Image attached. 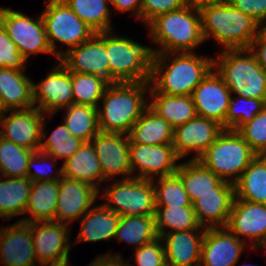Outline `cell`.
<instances>
[{
	"label": "cell",
	"instance_id": "9",
	"mask_svg": "<svg viewBox=\"0 0 266 266\" xmlns=\"http://www.w3.org/2000/svg\"><path fill=\"white\" fill-rule=\"evenodd\" d=\"M103 197L108 201L104 205L121 217L155 214L153 180L133 176L120 179L106 188Z\"/></svg>",
	"mask_w": 266,
	"mask_h": 266
},
{
	"label": "cell",
	"instance_id": "41",
	"mask_svg": "<svg viewBox=\"0 0 266 266\" xmlns=\"http://www.w3.org/2000/svg\"><path fill=\"white\" fill-rule=\"evenodd\" d=\"M44 123L42 125V139L39 151H42L54 159L63 158L65 161L70 158L83 144V141L73 136L69 129L62 124L58 126L51 135L43 142Z\"/></svg>",
	"mask_w": 266,
	"mask_h": 266
},
{
	"label": "cell",
	"instance_id": "7",
	"mask_svg": "<svg viewBox=\"0 0 266 266\" xmlns=\"http://www.w3.org/2000/svg\"><path fill=\"white\" fill-rule=\"evenodd\" d=\"M256 156L237 131L224 129L197 161L222 180L234 184Z\"/></svg>",
	"mask_w": 266,
	"mask_h": 266
},
{
	"label": "cell",
	"instance_id": "44",
	"mask_svg": "<svg viewBox=\"0 0 266 266\" xmlns=\"http://www.w3.org/2000/svg\"><path fill=\"white\" fill-rule=\"evenodd\" d=\"M25 63H27V60L9 38L6 28L0 21V68L5 67L25 71Z\"/></svg>",
	"mask_w": 266,
	"mask_h": 266
},
{
	"label": "cell",
	"instance_id": "2",
	"mask_svg": "<svg viewBox=\"0 0 266 266\" xmlns=\"http://www.w3.org/2000/svg\"><path fill=\"white\" fill-rule=\"evenodd\" d=\"M149 86V82L110 83L101 98L103 109H97L99 130L128 135L149 106L144 95L149 92Z\"/></svg>",
	"mask_w": 266,
	"mask_h": 266
},
{
	"label": "cell",
	"instance_id": "43",
	"mask_svg": "<svg viewBox=\"0 0 266 266\" xmlns=\"http://www.w3.org/2000/svg\"><path fill=\"white\" fill-rule=\"evenodd\" d=\"M237 132L257 155H266V106Z\"/></svg>",
	"mask_w": 266,
	"mask_h": 266
},
{
	"label": "cell",
	"instance_id": "1",
	"mask_svg": "<svg viewBox=\"0 0 266 266\" xmlns=\"http://www.w3.org/2000/svg\"><path fill=\"white\" fill-rule=\"evenodd\" d=\"M174 54L156 53L149 81L150 85H154L150 87L157 93L191 96L194 89L214 69L213 59L200 58L193 52H180L173 59L171 56ZM168 60H171V64H167Z\"/></svg>",
	"mask_w": 266,
	"mask_h": 266
},
{
	"label": "cell",
	"instance_id": "20",
	"mask_svg": "<svg viewBox=\"0 0 266 266\" xmlns=\"http://www.w3.org/2000/svg\"><path fill=\"white\" fill-rule=\"evenodd\" d=\"M245 243L226 227L205 229L199 266H235Z\"/></svg>",
	"mask_w": 266,
	"mask_h": 266
},
{
	"label": "cell",
	"instance_id": "40",
	"mask_svg": "<svg viewBox=\"0 0 266 266\" xmlns=\"http://www.w3.org/2000/svg\"><path fill=\"white\" fill-rule=\"evenodd\" d=\"M153 183L156 207L192 206L183 183L176 173L159 177L158 180H153Z\"/></svg>",
	"mask_w": 266,
	"mask_h": 266
},
{
	"label": "cell",
	"instance_id": "10",
	"mask_svg": "<svg viewBox=\"0 0 266 266\" xmlns=\"http://www.w3.org/2000/svg\"><path fill=\"white\" fill-rule=\"evenodd\" d=\"M0 21L26 60L30 55L40 52L55 55L49 45L41 15L33 20L19 11L0 7Z\"/></svg>",
	"mask_w": 266,
	"mask_h": 266
},
{
	"label": "cell",
	"instance_id": "29",
	"mask_svg": "<svg viewBox=\"0 0 266 266\" xmlns=\"http://www.w3.org/2000/svg\"><path fill=\"white\" fill-rule=\"evenodd\" d=\"M174 128L149 106L133 124L130 131V143L144 145L172 144Z\"/></svg>",
	"mask_w": 266,
	"mask_h": 266
},
{
	"label": "cell",
	"instance_id": "25",
	"mask_svg": "<svg viewBox=\"0 0 266 266\" xmlns=\"http://www.w3.org/2000/svg\"><path fill=\"white\" fill-rule=\"evenodd\" d=\"M197 231L199 230L174 231L161 237L165 241L163 244L167 265L199 266L205 229L200 235Z\"/></svg>",
	"mask_w": 266,
	"mask_h": 266
},
{
	"label": "cell",
	"instance_id": "28",
	"mask_svg": "<svg viewBox=\"0 0 266 266\" xmlns=\"http://www.w3.org/2000/svg\"><path fill=\"white\" fill-rule=\"evenodd\" d=\"M121 216L104 204L93 206L81 219L77 242H98L115 238Z\"/></svg>",
	"mask_w": 266,
	"mask_h": 266
},
{
	"label": "cell",
	"instance_id": "8",
	"mask_svg": "<svg viewBox=\"0 0 266 266\" xmlns=\"http://www.w3.org/2000/svg\"><path fill=\"white\" fill-rule=\"evenodd\" d=\"M45 3L47 6L41 16L49 45L58 60L64 55V51L56 50V41L68 45L71 49L86 42L96 33L63 0H48Z\"/></svg>",
	"mask_w": 266,
	"mask_h": 266
},
{
	"label": "cell",
	"instance_id": "13",
	"mask_svg": "<svg viewBox=\"0 0 266 266\" xmlns=\"http://www.w3.org/2000/svg\"><path fill=\"white\" fill-rule=\"evenodd\" d=\"M130 164L132 173L136 168L139 172L138 177L146 180H155L154 176L159 177L174 174L179 164H176L180 158L176 155L172 144L165 145H144L130 143Z\"/></svg>",
	"mask_w": 266,
	"mask_h": 266
},
{
	"label": "cell",
	"instance_id": "24",
	"mask_svg": "<svg viewBox=\"0 0 266 266\" xmlns=\"http://www.w3.org/2000/svg\"><path fill=\"white\" fill-rule=\"evenodd\" d=\"M34 107L33 82L23 71L0 68V113Z\"/></svg>",
	"mask_w": 266,
	"mask_h": 266
},
{
	"label": "cell",
	"instance_id": "11",
	"mask_svg": "<svg viewBox=\"0 0 266 266\" xmlns=\"http://www.w3.org/2000/svg\"><path fill=\"white\" fill-rule=\"evenodd\" d=\"M68 226L70 225L54 220L31 223L34 251L41 266H61L69 263Z\"/></svg>",
	"mask_w": 266,
	"mask_h": 266
},
{
	"label": "cell",
	"instance_id": "3",
	"mask_svg": "<svg viewBox=\"0 0 266 266\" xmlns=\"http://www.w3.org/2000/svg\"><path fill=\"white\" fill-rule=\"evenodd\" d=\"M204 40L211 36L228 49H248L258 35L260 24L227 0L200 8Z\"/></svg>",
	"mask_w": 266,
	"mask_h": 266
},
{
	"label": "cell",
	"instance_id": "47",
	"mask_svg": "<svg viewBox=\"0 0 266 266\" xmlns=\"http://www.w3.org/2000/svg\"><path fill=\"white\" fill-rule=\"evenodd\" d=\"M52 159V164L54 166L55 161L57 159H54L52 157H50L49 155H47L46 153L42 152V151H36L32 154V156L30 157L29 161H28V171H27V178H29L32 182L33 181H59L62 178V168H60L59 171H57L55 178L54 177H48L47 174H50L51 172H49V168H48V164L49 161L47 160ZM54 162V163H53ZM38 163V164H36ZM39 164L41 165H46V168H43L44 166H39ZM32 165L37 166V168L35 169L36 171H32ZM50 166V165H49ZM51 166V168L53 167ZM52 171V170H51Z\"/></svg>",
	"mask_w": 266,
	"mask_h": 266
},
{
	"label": "cell",
	"instance_id": "6",
	"mask_svg": "<svg viewBox=\"0 0 266 266\" xmlns=\"http://www.w3.org/2000/svg\"><path fill=\"white\" fill-rule=\"evenodd\" d=\"M111 34L106 31L110 83L149 82L156 56L155 49L140 45L133 39Z\"/></svg>",
	"mask_w": 266,
	"mask_h": 266
},
{
	"label": "cell",
	"instance_id": "48",
	"mask_svg": "<svg viewBox=\"0 0 266 266\" xmlns=\"http://www.w3.org/2000/svg\"><path fill=\"white\" fill-rule=\"evenodd\" d=\"M260 25L266 21V0H227Z\"/></svg>",
	"mask_w": 266,
	"mask_h": 266
},
{
	"label": "cell",
	"instance_id": "36",
	"mask_svg": "<svg viewBox=\"0 0 266 266\" xmlns=\"http://www.w3.org/2000/svg\"><path fill=\"white\" fill-rule=\"evenodd\" d=\"M154 216L156 232L160 238L174 231L203 229L197 221L193 206L156 207ZM167 228L169 232L165 231Z\"/></svg>",
	"mask_w": 266,
	"mask_h": 266
},
{
	"label": "cell",
	"instance_id": "17",
	"mask_svg": "<svg viewBox=\"0 0 266 266\" xmlns=\"http://www.w3.org/2000/svg\"><path fill=\"white\" fill-rule=\"evenodd\" d=\"M223 130L215 120L196 116L174 129L172 146L179 158L195 151L196 156L192 160H197Z\"/></svg>",
	"mask_w": 266,
	"mask_h": 266
},
{
	"label": "cell",
	"instance_id": "31",
	"mask_svg": "<svg viewBox=\"0 0 266 266\" xmlns=\"http://www.w3.org/2000/svg\"><path fill=\"white\" fill-rule=\"evenodd\" d=\"M151 101L149 107L160 117L165 119L174 129L197 116L196 108L192 96L187 95H167L157 93L152 88L149 89Z\"/></svg>",
	"mask_w": 266,
	"mask_h": 266
},
{
	"label": "cell",
	"instance_id": "23",
	"mask_svg": "<svg viewBox=\"0 0 266 266\" xmlns=\"http://www.w3.org/2000/svg\"><path fill=\"white\" fill-rule=\"evenodd\" d=\"M234 199L235 188H215V193L201 195L192 203L199 225L205 229L225 228Z\"/></svg>",
	"mask_w": 266,
	"mask_h": 266
},
{
	"label": "cell",
	"instance_id": "34",
	"mask_svg": "<svg viewBox=\"0 0 266 266\" xmlns=\"http://www.w3.org/2000/svg\"><path fill=\"white\" fill-rule=\"evenodd\" d=\"M115 238L135 245L136 249L158 238L154 215L123 216L119 220Z\"/></svg>",
	"mask_w": 266,
	"mask_h": 266
},
{
	"label": "cell",
	"instance_id": "46",
	"mask_svg": "<svg viewBox=\"0 0 266 266\" xmlns=\"http://www.w3.org/2000/svg\"><path fill=\"white\" fill-rule=\"evenodd\" d=\"M185 0H142L141 20L147 26L156 17L185 6Z\"/></svg>",
	"mask_w": 266,
	"mask_h": 266
},
{
	"label": "cell",
	"instance_id": "33",
	"mask_svg": "<svg viewBox=\"0 0 266 266\" xmlns=\"http://www.w3.org/2000/svg\"><path fill=\"white\" fill-rule=\"evenodd\" d=\"M32 181L27 178L0 180V217L10 219L25 214Z\"/></svg>",
	"mask_w": 266,
	"mask_h": 266
},
{
	"label": "cell",
	"instance_id": "15",
	"mask_svg": "<svg viewBox=\"0 0 266 266\" xmlns=\"http://www.w3.org/2000/svg\"><path fill=\"white\" fill-rule=\"evenodd\" d=\"M33 102L34 107L45 114H53L74 103L71 72L61 61L39 84L33 83Z\"/></svg>",
	"mask_w": 266,
	"mask_h": 266
},
{
	"label": "cell",
	"instance_id": "22",
	"mask_svg": "<svg viewBox=\"0 0 266 266\" xmlns=\"http://www.w3.org/2000/svg\"><path fill=\"white\" fill-rule=\"evenodd\" d=\"M226 228L240 240L253 239L251 247L257 248L266 240V205L235 198Z\"/></svg>",
	"mask_w": 266,
	"mask_h": 266
},
{
	"label": "cell",
	"instance_id": "52",
	"mask_svg": "<svg viewBox=\"0 0 266 266\" xmlns=\"http://www.w3.org/2000/svg\"><path fill=\"white\" fill-rule=\"evenodd\" d=\"M220 1H223V0H185V3L187 5L200 8L203 5L218 3Z\"/></svg>",
	"mask_w": 266,
	"mask_h": 266
},
{
	"label": "cell",
	"instance_id": "14",
	"mask_svg": "<svg viewBox=\"0 0 266 266\" xmlns=\"http://www.w3.org/2000/svg\"><path fill=\"white\" fill-rule=\"evenodd\" d=\"M70 72L97 75L110 83L106 55V31L95 33L89 40L68 49L60 60Z\"/></svg>",
	"mask_w": 266,
	"mask_h": 266
},
{
	"label": "cell",
	"instance_id": "38",
	"mask_svg": "<svg viewBox=\"0 0 266 266\" xmlns=\"http://www.w3.org/2000/svg\"><path fill=\"white\" fill-rule=\"evenodd\" d=\"M33 150L16 145L0 136V171L10 178L27 177L28 161Z\"/></svg>",
	"mask_w": 266,
	"mask_h": 266
},
{
	"label": "cell",
	"instance_id": "39",
	"mask_svg": "<svg viewBox=\"0 0 266 266\" xmlns=\"http://www.w3.org/2000/svg\"><path fill=\"white\" fill-rule=\"evenodd\" d=\"M71 79L74 103L98 108L110 83L97 75L76 72H71Z\"/></svg>",
	"mask_w": 266,
	"mask_h": 266
},
{
	"label": "cell",
	"instance_id": "21",
	"mask_svg": "<svg viewBox=\"0 0 266 266\" xmlns=\"http://www.w3.org/2000/svg\"><path fill=\"white\" fill-rule=\"evenodd\" d=\"M31 223L18 221L0 229V261L4 266H36Z\"/></svg>",
	"mask_w": 266,
	"mask_h": 266
},
{
	"label": "cell",
	"instance_id": "32",
	"mask_svg": "<svg viewBox=\"0 0 266 266\" xmlns=\"http://www.w3.org/2000/svg\"><path fill=\"white\" fill-rule=\"evenodd\" d=\"M234 186L235 198L266 205V155H257Z\"/></svg>",
	"mask_w": 266,
	"mask_h": 266
},
{
	"label": "cell",
	"instance_id": "12",
	"mask_svg": "<svg viewBox=\"0 0 266 266\" xmlns=\"http://www.w3.org/2000/svg\"><path fill=\"white\" fill-rule=\"evenodd\" d=\"M7 112L10 110L0 113V136L34 152L39 151L45 114L37 107L12 110L11 115L3 117Z\"/></svg>",
	"mask_w": 266,
	"mask_h": 266
},
{
	"label": "cell",
	"instance_id": "19",
	"mask_svg": "<svg viewBox=\"0 0 266 266\" xmlns=\"http://www.w3.org/2000/svg\"><path fill=\"white\" fill-rule=\"evenodd\" d=\"M231 95L225 82L212 69L194 89L191 96L197 116L215 120L225 129V116Z\"/></svg>",
	"mask_w": 266,
	"mask_h": 266
},
{
	"label": "cell",
	"instance_id": "18",
	"mask_svg": "<svg viewBox=\"0 0 266 266\" xmlns=\"http://www.w3.org/2000/svg\"><path fill=\"white\" fill-rule=\"evenodd\" d=\"M99 191L90 183L62 176L59 180L55 221L68 224L80 219L93 206Z\"/></svg>",
	"mask_w": 266,
	"mask_h": 266
},
{
	"label": "cell",
	"instance_id": "26",
	"mask_svg": "<svg viewBox=\"0 0 266 266\" xmlns=\"http://www.w3.org/2000/svg\"><path fill=\"white\" fill-rule=\"evenodd\" d=\"M181 179L191 203L206 193H215V188H235L234 184L222 180L199 161L190 159L179 164L175 172Z\"/></svg>",
	"mask_w": 266,
	"mask_h": 266
},
{
	"label": "cell",
	"instance_id": "37",
	"mask_svg": "<svg viewBox=\"0 0 266 266\" xmlns=\"http://www.w3.org/2000/svg\"><path fill=\"white\" fill-rule=\"evenodd\" d=\"M96 33L111 31L108 0H63Z\"/></svg>",
	"mask_w": 266,
	"mask_h": 266
},
{
	"label": "cell",
	"instance_id": "51",
	"mask_svg": "<svg viewBox=\"0 0 266 266\" xmlns=\"http://www.w3.org/2000/svg\"><path fill=\"white\" fill-rule=\"evenodd\" d=\"M89 266H131L127 263L124 264L122 256L119 254H105L97 257L94 261L91 262Z\"/></svg>",
	"mask_w": 266,
	"mask_h": 266
},
{
	"label": "cell",
	"instance_id": "16",
	"mask_svg": "<svg viewBox=\"0 0 266 266\" xmlns=\"http://www.w3.org/2000/svg\"><path fill=\"white\" fill-rule=\"evenodd\" d=\"M91 142L105 179L108 180L118 174L124 176V179L133 175L130 164L129 135L99 131Z\"/></svg>",
	"mask_w": 266,
	"mask_h": 266
},
{
	"label": "cell",
	"instance_id": "27",
	"mask_svg": "<svg viewBox=\"0 0 266 266\" xmlns=\"http://www.w3.org/2000/svg\"><path fill=\"white\" fill-rule=\"evenodd\" d=\"M61 168L63 177L90 183L98 190V185L106 180L91 141L83 142L80 148L64 161Z\"/></svg>",
	"mask_w": 266,
	"mask_h": 266
},
{
	"label": "cell",
	"instance_id": "35",
	"mask_svg": "<svg viewBox=\"0 0 266 266\" xmlns=\"http://www.w3.org/2000/svg\"><path fill=\"white\" fill-rule=\"evenodd\" d=\"M97 109L90 105L73 103L66 108L64 124L73 136L83 142H90L100 131Z\"/></svg>",
	"mask_w": 266,
	"mask_h": 266
},
{
	"label": "cell",
	"instance_id": "49",
	"mask_svg": "<svg viewBox=\"0 0 266 266\" xmlns=\"http://www.w3.org/2000/svg\"><path fill=\"white\" fill-rule=\"evenodd\" d=\"M250 49L256 56L259 65L266 71V30L263 27L253 39Z\"/></svg>",
	"mask_w": 266,
	"mask_h": 266
},
{
	"label": "cell",
	"instance_id": "4",
	"mask_svg": "<svg viewBox=\"0 0 266 266\" xmlns=\"http://www.w3.org/2000/svg\"><path fill=\"white\" fill-rule=\"evenodd\" d=\"M148 25L151 39L160 46L156 53L193 52L204 41L200 9L187 4L156 17Z\"/></svg>",
	"mask_w": 266,
	"mask_h": 266
},
{
	"label": "cell",
	"instance_id": "5",
	"mask_svg": "<svg viewBox=\"0 0 266 266\" xmlns=\"http://www.w3.org/2000/svg\"><path fill=\"white\" fill-rule=\"evenodd\" d=\"M213 68L231 94L266 102V71L250 48L224 50L218 59H213Z\"/></svg>",
	"mask_w": 266,
	"mask_h": 266
},
{
	"label": "cell",
	"instance_id": "53",
	"mask_svg": "<svg viewBox=\"0 0 266 266\" xmlns=\"http://www.w3.org/2000/svg\"><path fill=\"white\" fill-rule=\"evenodd\" d=\"M257 247L258 248L259 247H265V249H266V240L264 242H262L261 244H259Z\"/></svg>",
	"mask_w": 266,
	"mask_h": 266
},
{
	"label": "cell",
	"instance_id": "30",
	"mask_svg": "<svg viewBox=\"0 0 266 266\" xmlns=\"http://www.w3.org/2000/svg\"><path fill=\"white\" fill-rule=\"evenodd\" d=\"M59 193V181H33L25 214L31 218L20 221L33 223L55 221V211Z\"/></svg>",
	"mask_w": 266,
	"mask_h": 266
},
{
	"label": "cell",
	"instance_id": "42",
	"mask_svg": "<svg viewBox=\"0 0 266 266\" xmlns=\"http://www.w3.org/2000/svg\"><path fill=\"white\" fill-rule=\"evenodd\" d=\"M236 98L238 99L230 97L225 116V129L233 131H237L242 125L251 121L266 106V102L261 99L245 98L238 95Z\"/></svg>",
	"mask_w": 266,
	"mask_h": 266
},
{
	"label": "cell",
	"instance_id": "50",
	"mask_svg": "<svg viewBox=\"0 0 266 266\" xmlns=\"http://www.w3.org/2000/svg\"><path fill=\"white\" fill-rule=\"evenodd\" d=\"M114 9L118 11L125 12L133 10V14L137 18H141V6L142 0H108Z\"/></svg>",
	"mask_w": 266,
	"mask_h": 266
},
{
	"label": "cell",
	"instance_id": "45",
	"mask_svg": "<svg viewBox=\"0 0 266 266\" xmlns=\"http://www.w3.org/2000/svg\"><path fill=\"white\" fill-rule=\"evenodd\" d=\"M163 243L162 238L158 237L153 242L136 249L137 266H165L166 256Z\"/></svg>",
	"mask_w": 266,
	"mask_h": 266
}]
</instances>
